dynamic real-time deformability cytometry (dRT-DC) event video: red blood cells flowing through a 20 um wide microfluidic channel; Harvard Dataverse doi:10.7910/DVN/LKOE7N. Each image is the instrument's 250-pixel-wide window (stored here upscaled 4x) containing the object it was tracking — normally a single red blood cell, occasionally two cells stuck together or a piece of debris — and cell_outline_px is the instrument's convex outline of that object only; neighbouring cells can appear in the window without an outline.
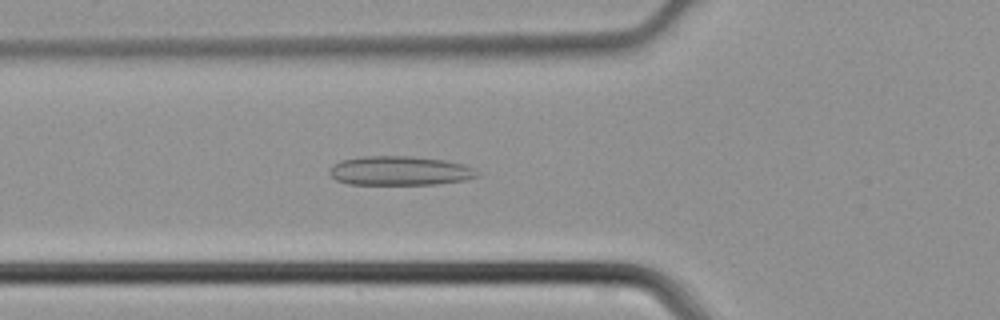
{"species": "common noctule bat (a hibernating species)", "species_latin": "Nyctalus noctula", "temperature_condition": "cold", "stored_images_in_passage": 32, "camera_frame_rate_fps": 3000, "um_per_image_px": 0.085, "animal": {"sex": "male", "body_mass_g": 21.5, "forearm_length_mm": 52.0}, "frame": {"image": 1, "passage_image": 4, "time_ms": 1.0, "image_size_px": [1000, 320], "cell_outline_px": [[480, 176], [464, 180], [436, 184], [348, 184], [336, 180], [328, 172], [340, 160], [364, 156], [412, 156], [444, 160], [464, 164], [480, 172]], "centroid_in_image_um": [34.02, 14.51], "position_along_channel_um": 91.8, "area_um2": 25.09}}
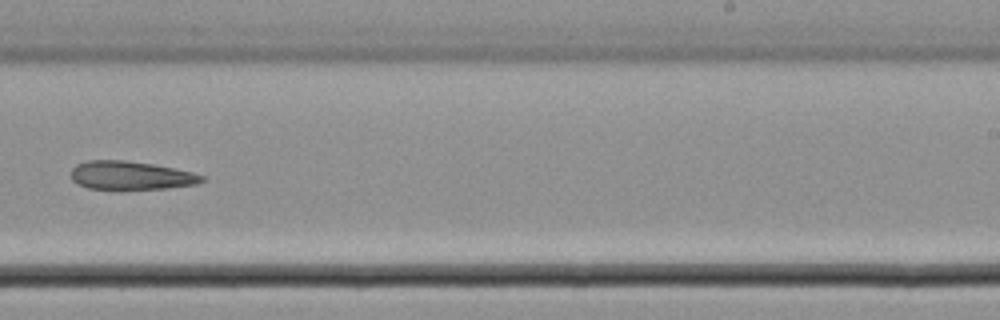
{"frame": {"image": 2, "passage_image": 16, "time_ms": 5.0, "image_size_px": [1000, 320], "cell_outline_px": [[204, 180], [196, 184], [168, 188], [120, 192], [88, 188], [76, 184], [72, 180], [72, 168], [76, 164], [84, 160], [120, 160], [152, 164], [192, 172], [204, 176]], "centroid_in_image_um": [11.06, 14.96], "position_along_channel_um": 277.9, "area_um2": 22.48}}
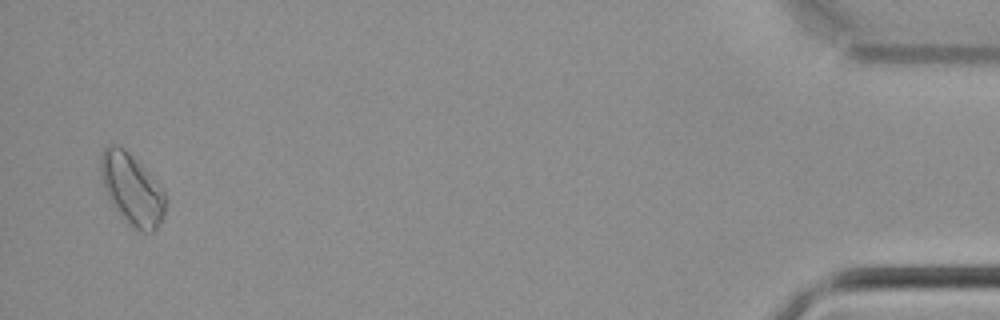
{"frame": {"image": 3, "passage_image": 31, "time_ms": 10.0, "image_size_px": [1000, 320], "cell_outline_px": [[164, 216], [160, 224], [152, 232], [140, 232], [128, 224], [120, 216], [104, 192], [100, 176], [100, 152], [108, 144], [116, 144], [124, 148], [140, 164], [164, 192]], "centroid_in_image_um": [11.15, 16.09], "position_along_channel_um": 424.1, "area_um2": 26.82}}